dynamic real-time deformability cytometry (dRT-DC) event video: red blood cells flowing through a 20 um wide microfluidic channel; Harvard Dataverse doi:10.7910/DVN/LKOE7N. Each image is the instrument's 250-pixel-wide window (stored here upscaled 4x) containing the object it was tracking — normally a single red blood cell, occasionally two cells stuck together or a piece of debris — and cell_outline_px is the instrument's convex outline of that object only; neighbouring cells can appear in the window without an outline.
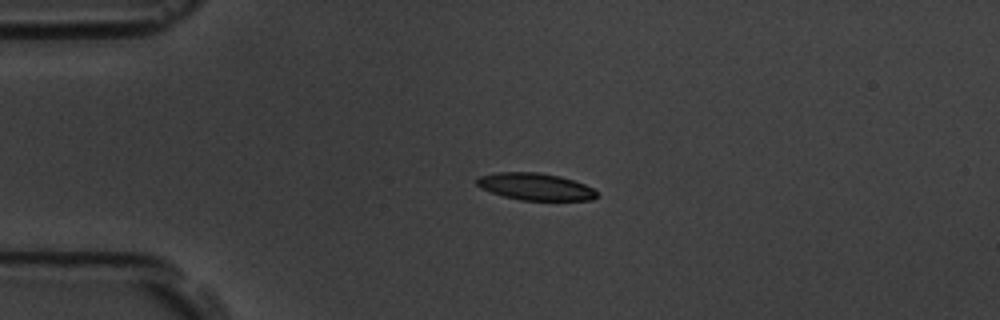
{"species": "common noctule bat (a hibernating species)", "species_latin": "Nyctalus noctula", "temperature_condition": "room temperature", "stored_images_in_passage": 4, "camera_frame_rate_fps": 3000, "um_per_image_px": 0.085, "animal": {"sex": "male", "body_mass_g": 19.5, "forearm_length_mm": 54.6}, "frame": {"image": 1, "passage_image": 3, "time_ms": 3.333, "image_size_px": [1000, 320], "cell_outline_px": [[596, 196], [592, 200], [520, 200], [504, 196], [480, 188], [476, 184], [476, 180], [480, 176], [496, 172], [536, 172], [560, 176], [584, 184], [592, 188], [596, 192]], "centroid_in_image_um": [45.47, 15.86], "position_along_channel_um": 39.5, "area_um2": 18.73}}